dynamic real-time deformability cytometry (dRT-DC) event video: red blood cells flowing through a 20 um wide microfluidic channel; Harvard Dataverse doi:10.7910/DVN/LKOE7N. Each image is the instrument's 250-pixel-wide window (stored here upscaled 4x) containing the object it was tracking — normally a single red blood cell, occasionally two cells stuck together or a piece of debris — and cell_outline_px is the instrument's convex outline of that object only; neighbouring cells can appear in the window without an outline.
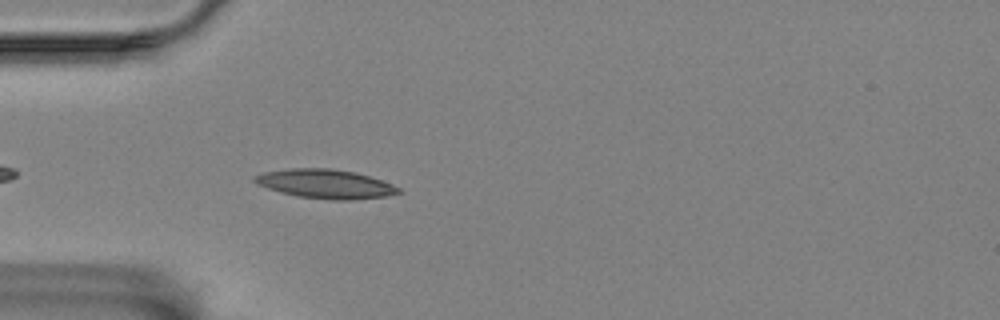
{"species": "Egyptian fruit bat (a non-hibernating species)", "species_latin": "Rousettus aegyptiacus", "temperature_condition": "room temperature", "stored_images_in_passage": 29, "camera_frame_rate_fps": 3000, "um_per_image_px": 0.085, "animal": {"sex": "female"}, "frame": {"image": 1, "passage_image": 3, "time_ms": 0.667, "image_size_px": [1000, 320], "cell_outline_px": [[404, 192], [388, 196], [352, 200], [332, 200], [296, 196], [280, 192], [256, 184], [252, 180], [252, 176], [264, 172], [292, 168], [332, 168], [356, 172], [392, 184], [400, 188]], "centroid_in_image_um": [27.66, 15.63], "position_along_channel_um": 57.3, "area_um2": 24.57}}
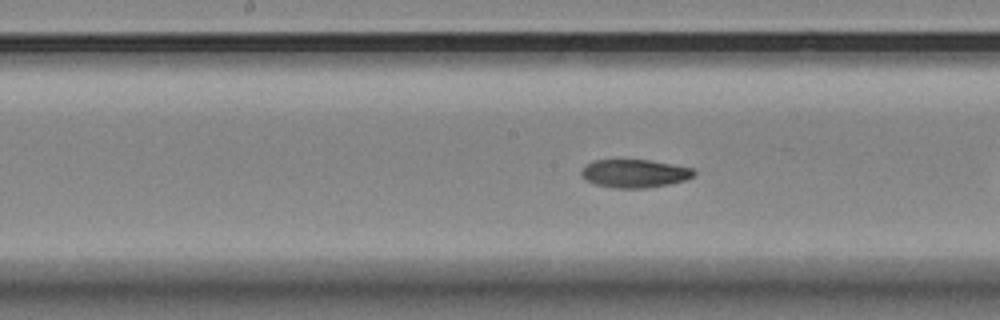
{"frame": {"image": 2, "passage_image": 12, "time_ms": 3.667, "image_size_px": [1000, 320], "cell_outline_px": [[696, 172], [692, 176], [684, 180], [668, 184], [644, 188], [612, 188], [596, 184], [584, 180], [580, 176], [580, 172], [584, 164], [596, 160], [648, 160], [672, 164], [692, 168]], "centroid_in_image_um": [53.87, 14.74], "position_along_channel_um": 194.3, "area_um2": 18.5}}
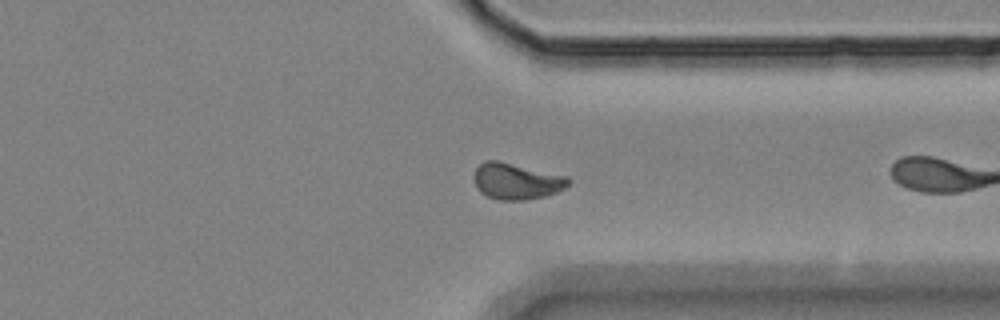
{"frame": {"image": 3, "passage_image": 27, "time_ms": 8.667, "image_size_px": [1000, 320], "cell_outline_px": [[572, 180], [564, 188], [556, 192], [544, 196], [528, 200], [500, 200], [488, 196], [480, 192], [476, 184], [476, 168], [484, 160], [496, 160], [568, 176]], "centroid_in_image_um": [43.93, 15.4], "position_along_channel_um": 367.5, "area_um2": 19.71}}